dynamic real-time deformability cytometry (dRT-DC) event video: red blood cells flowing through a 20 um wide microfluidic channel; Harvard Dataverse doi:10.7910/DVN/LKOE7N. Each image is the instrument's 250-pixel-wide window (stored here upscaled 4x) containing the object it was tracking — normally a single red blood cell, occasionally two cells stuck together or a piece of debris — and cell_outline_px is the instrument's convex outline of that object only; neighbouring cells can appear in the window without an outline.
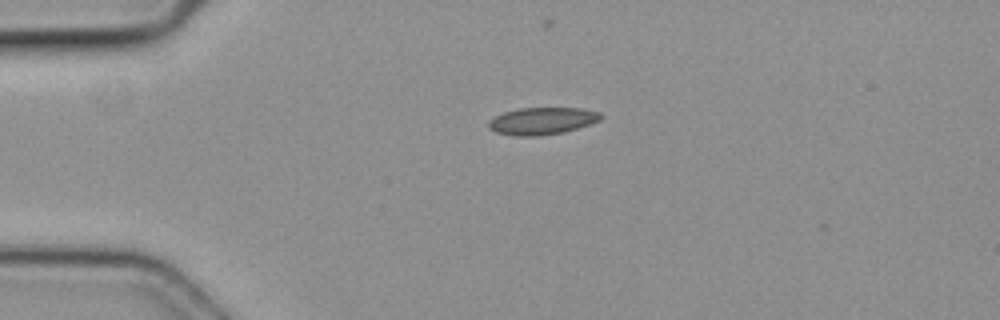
{"species": "common noctule bat (a hibernating species)", "species_latin": "Nyctalus noctula", "temperature_condition": "cold", "stored_images_in_passage": 43, "camera_frame_rate_fps": 3000, "um_per_image_px": 0.085, "animal": {"sex": "female", "body_mass_g": 19.3, "forearm_length_mm": 54.1}, "frame": {"image": 1, "passage_image": 1, "time_ms": 0.0, "image_size_px": [1000, 320], "cell_outline_px": [[604, 116], [600, 120], [592, 124], [564, 132], [540, 136], [512, 136], [496, 132], [488, 128], [488, 120], [504, 112], [520, 108], [580, 108], [600, 112]], "centroid_in_image_um": [46.09, 10.29], "position_along_channel_um": 38.9, "area_um2": 17.98}}
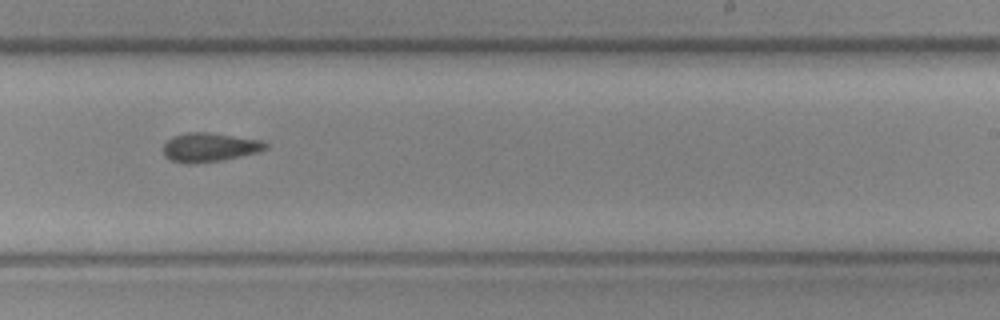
{"frame": {"image": 2, "passage_image": 22, "time_ms": 7.0, "image_size_px": [1000, 320], "cell_outline_px": [[268, 148], [260, 152], [224, 160], [192, 164], [188, 164], [172, 160], [164, 156], [164, 144], [172, 136], [188, 132], [208, 132], [264, 140], [268, 144]], "centroid_in_image_um": [17.86, 12.52], "position_along_channel_um": 271.1, "area_um2": 17.51}}
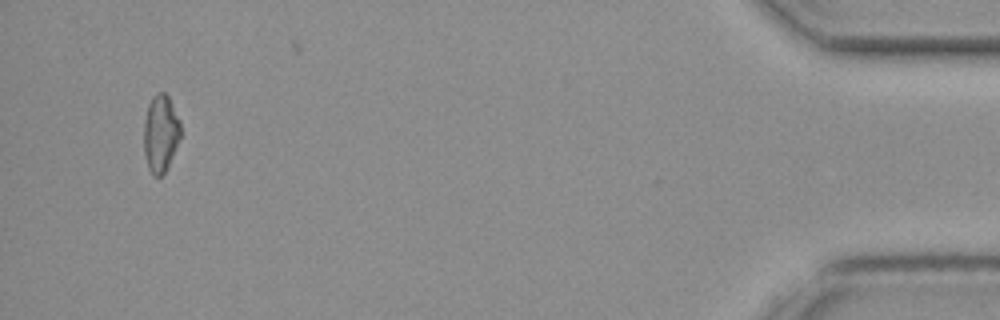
{"frame": {"image": 3, "passage_image": 40, "time_ms": 13.0, "image_size_px": [1000, 320], "cell_outline_px": [[180, 136], [168, 164], [164, 172], [160, 176], [152, 176], [148, 168], [144, 152], [144, 120], [148, 104], [152, 96], [156, 92], [164, 92], [168, 96], [180, 120]], "centroid_in_image_um": [13.63, 11.3], "position_along_channel_um": 421.6, "area_um2": 16.42}}